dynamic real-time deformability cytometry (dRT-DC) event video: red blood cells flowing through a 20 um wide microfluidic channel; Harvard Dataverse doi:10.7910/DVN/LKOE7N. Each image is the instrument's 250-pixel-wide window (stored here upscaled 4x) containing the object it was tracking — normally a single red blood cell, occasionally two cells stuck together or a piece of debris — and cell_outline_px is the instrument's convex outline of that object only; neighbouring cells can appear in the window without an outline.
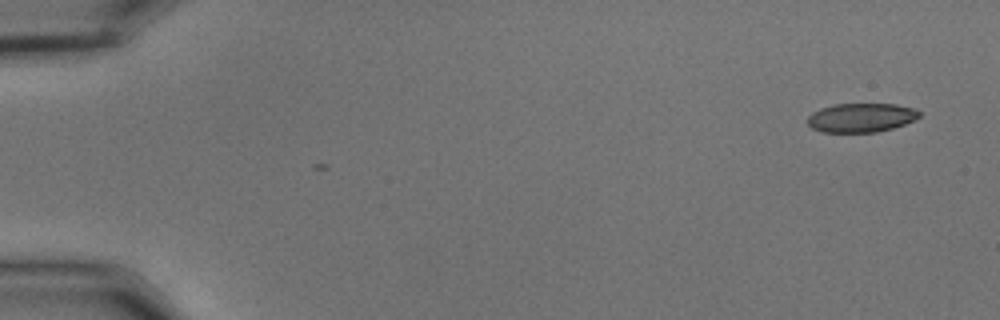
{"species": "common noctule bat (a hibernating species)", "species_latin": "Nyctalus noctula", "temperature_condition": "cold", "stored_images_in_passage": 2, "camera_frame_rate_fps": 3000, "um_per_image_px": 0.085, "animal": {"sex": "male", "body_mass_g": 15.6}, "frame": {"image": 1, "passage_image": 2, "time_ms": 0.333, "image_size_px": [1000, 320], "cell_outline_px": [[920, 116], [904, 124], [892, 128], [876, 132], [824, 132], [812, 128], [808, 124], [808, 116], [812, 112], [820, 108], [832, 104], [896, 104], [916, 108], [920, 112]], "centroid_in_image_um": [73.19, 9.99], "position_along_channel_um": 11.8, "area_um2": 18.9}}